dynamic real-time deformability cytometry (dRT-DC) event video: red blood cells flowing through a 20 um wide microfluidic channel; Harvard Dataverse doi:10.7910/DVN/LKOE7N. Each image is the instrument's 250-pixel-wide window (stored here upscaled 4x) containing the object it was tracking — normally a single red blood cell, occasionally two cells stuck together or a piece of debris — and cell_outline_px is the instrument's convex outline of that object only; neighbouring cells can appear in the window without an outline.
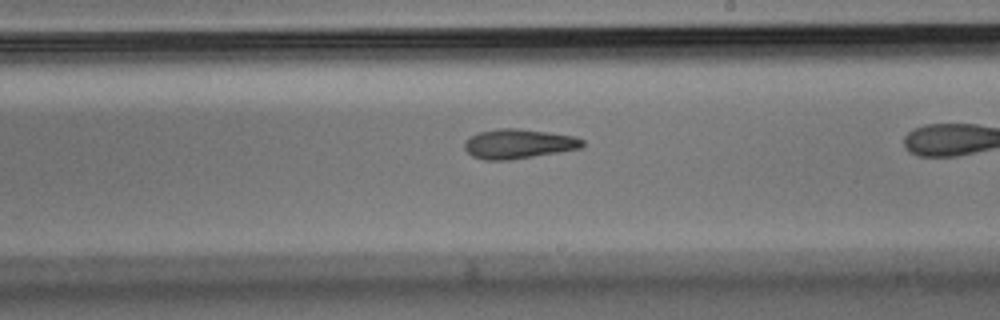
{"species": "Egyptian fruit bat (a non-hibernating species)", "species_latin": "Rousettus aegyptiacus", "temperature_condition": "room temperature", "stored_images_in_passage": 31, "camera_frame_rate_fps": 3000, "um_per_image_px": 0.085, "animal": {"sex": "male"}, "frame": {"image": 1, "passage_image": 22, "time_ms": 7.0, "image_size_px": [1000, 320], "cell_outline_px": [[584, 144], [580, 148], [508, 160], [484, 160], [472, 156], [464, 148], [464, 144], [476, 132], [496, 128], [520, 128], [576, 136], [584, 140]], "centroid_in_image_um": [44.05, 12.21], "position_along_channel_um": 244.9, "area_um2": 20.23}}